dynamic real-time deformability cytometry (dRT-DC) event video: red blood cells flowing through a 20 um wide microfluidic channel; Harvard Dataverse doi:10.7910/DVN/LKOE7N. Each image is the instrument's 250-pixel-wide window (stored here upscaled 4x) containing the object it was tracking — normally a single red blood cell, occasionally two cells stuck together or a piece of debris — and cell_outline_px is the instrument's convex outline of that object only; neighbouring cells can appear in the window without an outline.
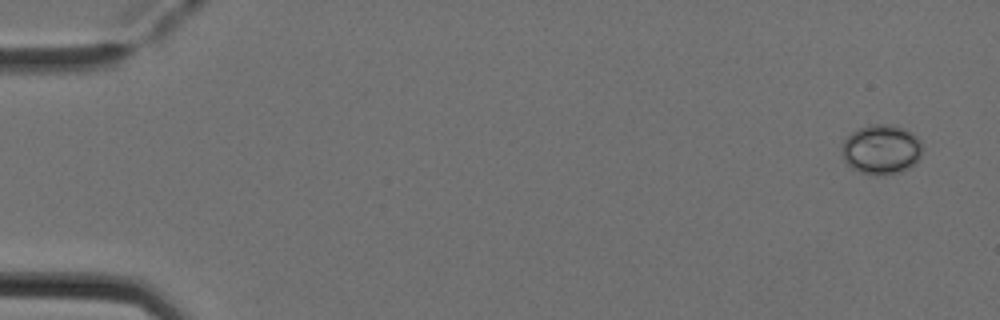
{"species": "Egyptian fruit bat (a non-hibernating species)", "species_latin": "Rousettus aegyptiacus", "temperature_condition": "cold", "stored_images_in_passage": 7, "camera_frame_rate_fps": 3000, "um_per_image_px": 0.085, "animal": {"sex": "female"}, "frame": {"image": 1, "passage_image": 1, "time_ms": 0.0, "image_size_px": [1000, 320], "cell_outline_px": [[924, 148], [916, 164], [900, 172], [884, 176], [880, 176], [860, 172], [852, 168], [844, 160], [840, 148], [844, 140], [856, 128], [868, 124], [884, 124], [904, 128], [912, 132], [920, 140]], "centroid_in_image_um": [74.92, 12.7], "position_along_channel_um": 10.1, "area_um2": 23.76}}
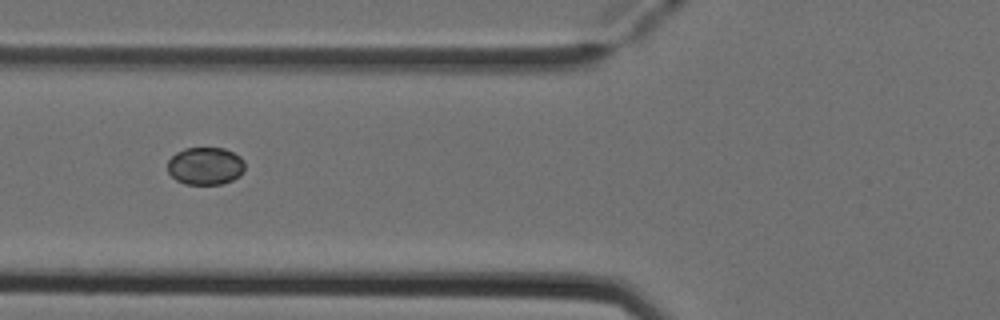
{"frame": {"image": 2, "passage_image": 6, "time_ms": 1.667, "image_size_px": [1000, 320], "cell_outline_px": [[244, 172], [240, 176], [232, 180], [220, 184], [184, 184], [176, 180], [168, 172], [168, 160], [176, 152], [184, 148], [224, 148], [240, 156], [244, 160]], "centroid_in_image_um": [17.46, 14.11], "position_along_channel_um": 108.3, "area_um2": 17.05}}
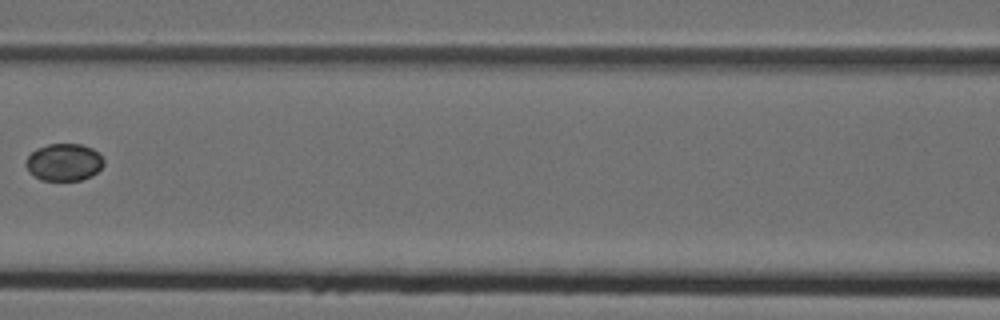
{"frame": {"image": 3, "passage_image": 7, "time_ms": 2.0, "image_size_px": [1000, 320], "cell_outline_px": [[104, 164], [92, 176], [80, 180], [40, 180], [28, 172], [24, 164], [28, 156], [36, 148], [48, 144], [80, 144], [92, 148], [104, 160]], "centroid_in_image_um": [5.4, 13.79], "position_along_channel_um": 161.2, "area_um2": 16.94}}